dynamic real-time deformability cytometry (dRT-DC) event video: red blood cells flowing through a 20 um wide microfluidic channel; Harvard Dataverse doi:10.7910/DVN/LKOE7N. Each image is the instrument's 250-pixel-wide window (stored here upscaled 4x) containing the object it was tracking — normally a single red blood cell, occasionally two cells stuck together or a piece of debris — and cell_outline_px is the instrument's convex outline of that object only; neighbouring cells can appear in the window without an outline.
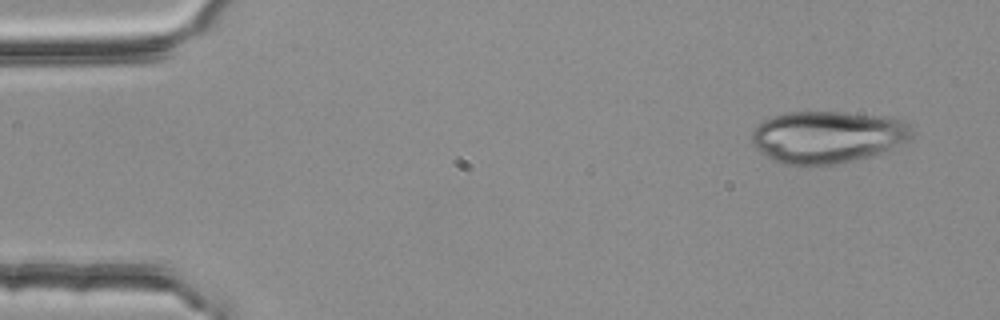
{"species": "common noctule bat (a hibernating species)", "species_latin": "Nyctalus noctula", "temperature_condition": "room temperature", "stored_images_in_passage": 4, "camera_frame_rate_fps": 3000, "um_per_image_px": 0.085, "animal": {"sex": "female", "body_mass_g": 25.1}, "frame": {"image": 1, "passage_image": 1, "time_ms": 0.0, "image_size_px": [1000, 320], "cell_outline_px": [[912, 136], [908, 140], [880, 152], [868, 156], [836, 164], [780, 164], [756, 148], [752, 144], [752, 132], [764, 120], [788, 112], [840, 112], [884, 116], [904, 120], [912, 128]], "centroid_in_image_um": [70.34, 11.62], "position_along_channel_um": 14.7, "area_um2": 47.92}}